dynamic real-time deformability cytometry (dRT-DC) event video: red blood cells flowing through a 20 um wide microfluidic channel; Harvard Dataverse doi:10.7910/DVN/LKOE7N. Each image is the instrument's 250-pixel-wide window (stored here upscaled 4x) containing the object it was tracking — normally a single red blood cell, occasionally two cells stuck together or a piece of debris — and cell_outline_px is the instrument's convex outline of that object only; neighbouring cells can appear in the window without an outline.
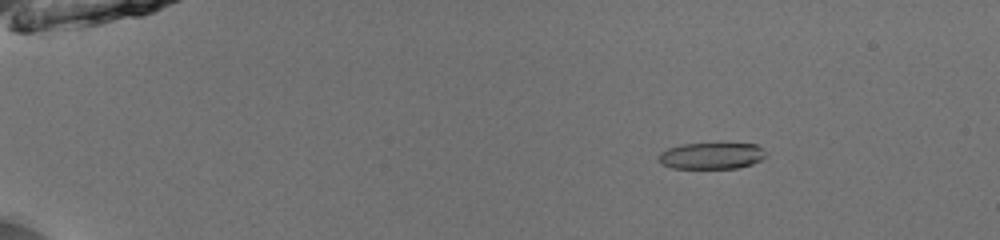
{"species": "common noctule bat (a hibernating species)", "species_latin": "Nyctalus noctula", "temperature_condition": "room temperature", "stored_images_in_passage": 45, "camera_frame_rate_fps": 3000, "um_per_image_px": 0.085, "animal": {"sex": "male", "body_mass_g": 13.0, "forearm_length_mm": 53.1}, "frame": {"image": 1, "passage_image": 1, "time_ms": 0.0, "image_size_px": [1000, 240], "cell_outline_px": [[768, 156], [752, 164], [740, 168], [672, 168], [660, 164], [656, 160], [656, 156], [660, 152], [668, 148], [680, 144], [756, 144]], "centroid_in_image_um": [60.41, 13.25], "position_along_channel_um": 24.6, "area_um2": 16.65}}
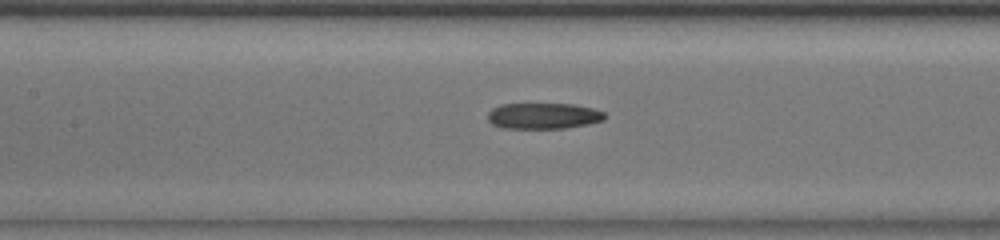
{"frame": {"image": 2, "passage_image": 19, "time_ms": 6.0, "image_size_px": [1000, 240], "cell_outline_px": [[604, 120], [588, 124], [564, 128], [504, 128], [492, 124], [488, 120], [488, 112], [492, 108], [500, 104], [576, 104], [592, 108], [604, 112]], "centroid_in_image_um": [46.17, 9.84], "position_along_channel_um": 161.2, "area_um2": 17.69}}
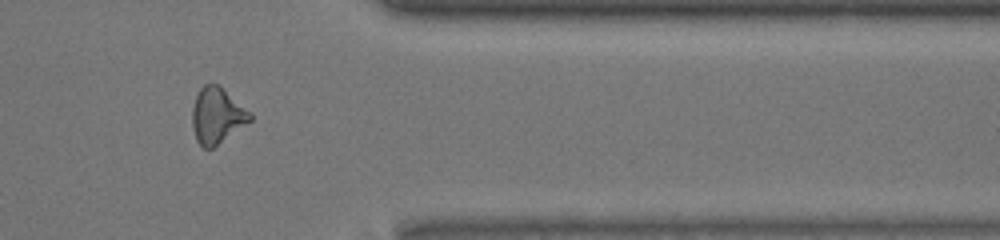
{"frame": {"image": 3, "passage_image": 37, "time_ms": 12.0, "image_size_px": [1000, 240], "cell_outline_px": [[252, 120], [212, 148], [204, 148], [196, 140], [192, 128], [192, 108], [196, 96], [200, 88], [204, 84], [216, 84], [252, 112]], "centroid_in_image_um": [18.44, 9.83], "position_along_channel_um": 393.0, "area_um2": 18.61}, "authors_computed_cell_mechanics": {"area_um2": 18.207, "velocity_mm_per_s": 3.9942, "shape_relaxation_time_tau1_ms": 9.9553, "shape_relaxation_time_tau2_ms": null, "deformation_change_tau1": 0.2497, "deformation_change_tau2": null}}